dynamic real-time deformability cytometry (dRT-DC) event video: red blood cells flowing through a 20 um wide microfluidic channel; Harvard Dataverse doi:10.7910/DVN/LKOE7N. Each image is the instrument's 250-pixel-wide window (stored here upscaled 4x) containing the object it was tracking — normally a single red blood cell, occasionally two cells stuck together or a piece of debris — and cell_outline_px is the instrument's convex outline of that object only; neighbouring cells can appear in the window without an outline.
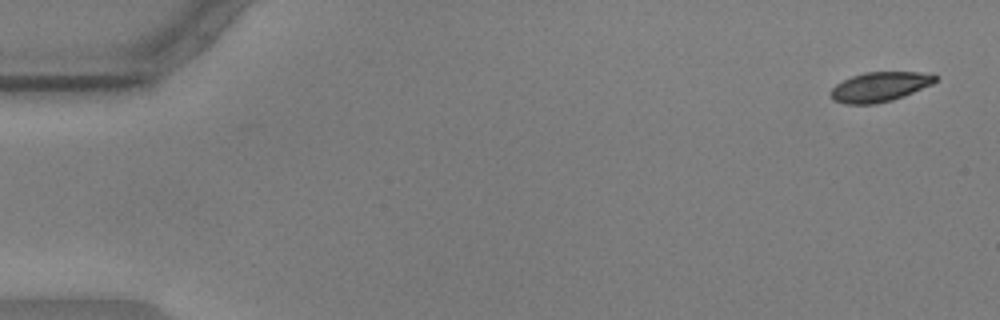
{"species": "common noctule bat (a hibernating species)", "species_latin": "Nyctalus noctula", "temperature_condition": "warm", "stored_images_in_passage": 5, "camera_frame_rate_fps": 3000, "um_per_image_px": 0.085, "animal": {"sex": "male", "body_mass_g": 17.9, "forearm_length_mm": 54.2}, "frame": {"image": 1, "passage_image": 1, "time_ms": 0.0, "image_size_px": [1000, 320], "cell_outline_px": [[936, 80], [932, 84], [904, 96], [892, 100], [876, 104], [844, 104], [832, 100], [828, 92], [836, 84], [852, 76], [864, 72], [932, 72], [936, 76]], "centroid_in_image_um": [74.76, 7.38], "position_along_channel_um": 10.2, "area_um2": 18.26}}